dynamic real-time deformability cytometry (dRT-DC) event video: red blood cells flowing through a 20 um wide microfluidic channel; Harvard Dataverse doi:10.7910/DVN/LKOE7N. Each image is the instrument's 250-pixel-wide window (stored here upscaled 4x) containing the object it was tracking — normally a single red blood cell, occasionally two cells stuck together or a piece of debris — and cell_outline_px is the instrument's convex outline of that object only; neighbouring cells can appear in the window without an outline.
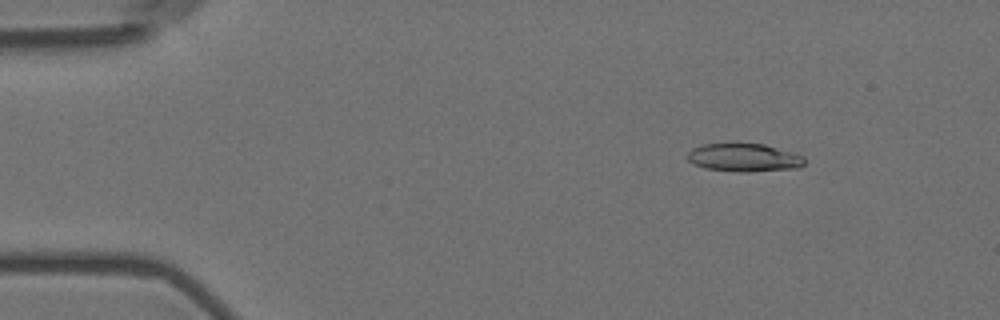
{"species": "Egyptian fruit bat (a non-hibernating species)", "species_latin": "Rousettus aegyptiacus", "temperature_condition": "room temperature", "stored_images_in_passage": 56, "camera_frame_rate_fps": 3000, "um_per_image_px": 0.085, "animal": {"sex": "female"}, "frame": {"image": 1, "passage_image": 8, "time_ms": 2.333, "image_size_px": [1000, 320], "cell_outline_px": [[804, 164], [800, 168], [752, 172], [736, 172], [704, 168], [688, 160], [688, 152], [692, 148], [704, 144], [732, 140], [736, 140], [764, 144], [792, 152], [804, 156]], "centroid_in_image_um": [63.23, 13.35], "position_along_channel_um": 21.8, "area_um2": 20.11}}
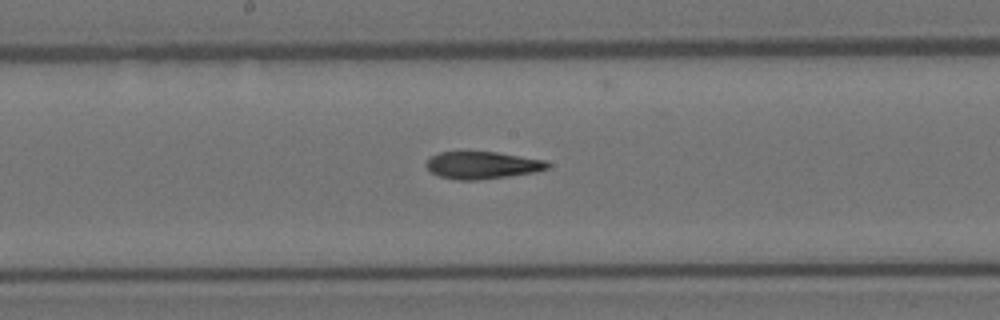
{"frame": {"image": 2, "passage_image": 30, "time_ms": 9.667, "image_size_px": [1000, 320], "cell_outline_px": [[552, 164], [548, 168], [536, 172], [508, 176], [476, 180], [456, 180], [440, 176], [432, 172], [424, 164], [432, 156], [440, 152], [496, 152], [544, 160]], "centroid_in_image_um": [41.01, 14.04], "position_along_channel_um": 207.2, "area_um2": 19.13}}
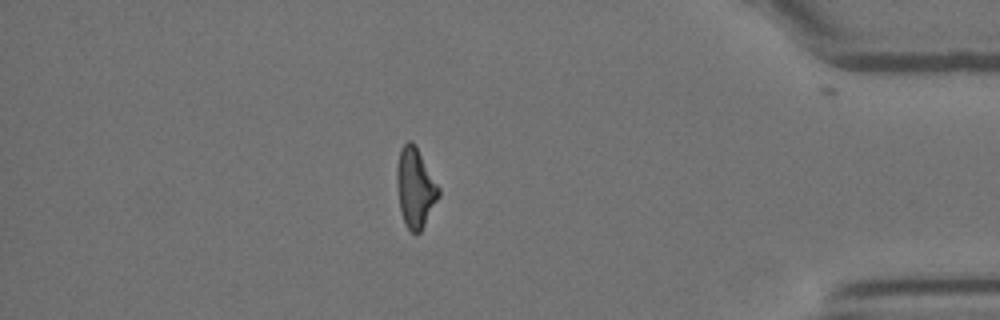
{"frame": {"image": 3, "passage_image": 49, "time_ms": 16.0, "image_size_px": [1000, 320], "cell_outline_px": [[440, 196], [420, 232], [416, 236], [404, 224], [400, 208], [396, 184], [396, 168], [400, 148], [408, 140], [412, 140], [416, 144], [440, 188]], "centroid_in_image_um": [35.29, 15.93], "position_along_channel_um": 399.9, "area_um2": 19.71}, "authors_computed_cell_mechanics": {"area_um2": 19.7098, "velocity_mm_per_s": 3.6386, "shape_relaxation_time_tau1_ms": 8.388, "shape_relaxation_time_tau2_ms": 4.7547, "deformation_change_tau1": 0.2271, "deformation_change_tau2": 0.1468}}